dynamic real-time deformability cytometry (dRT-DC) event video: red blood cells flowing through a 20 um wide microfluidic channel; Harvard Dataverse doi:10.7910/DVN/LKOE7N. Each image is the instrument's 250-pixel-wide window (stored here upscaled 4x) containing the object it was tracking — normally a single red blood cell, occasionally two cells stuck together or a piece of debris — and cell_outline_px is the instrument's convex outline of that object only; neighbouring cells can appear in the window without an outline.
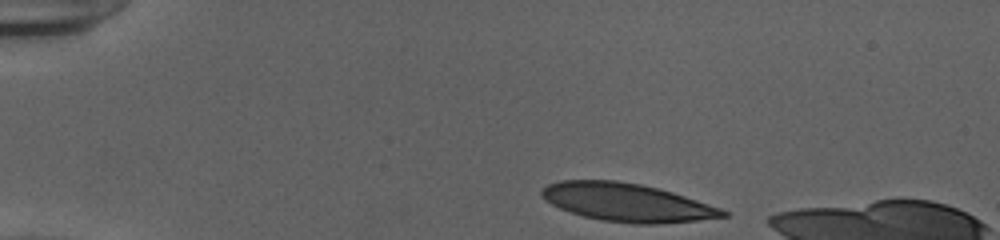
{"species": "human", "species_latin": "Homo sapiens", "temperature_condition": "cold", "stored_images_in_passage": 36, "camera_frame_rate_fps": 3000, "um_per_image_px": 0.085, "donor": {"sex": "female"}, "frame": {"image": 1, "passage_image": 1, "time_ms": 0.0, "image_size_px": [1000, 240], "cell_outline_px": [[728, 216], [696, 220], [652, 224], [632, 224], [600, 220], [584, 216], [560, 208], [544, 200], [540, 196], [540, 192], [548, 184], [560, 180], [616, 180], [640, 184], [672, 192], [720, 208], [728, 212]], "centroid_in_image_um": [53.24, 17.2], "position_along_channel_um": 31.8, "area_um2": 39.94}}
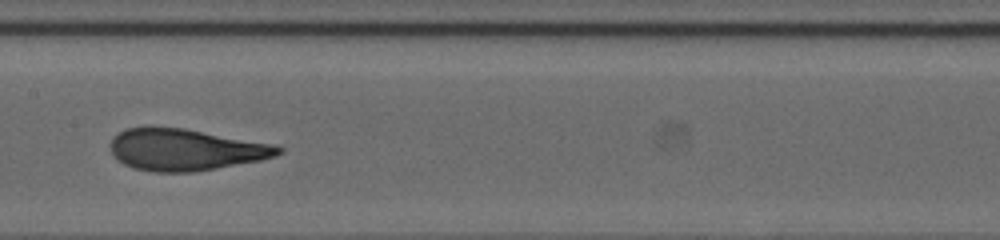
{"frame": {"image": 2, "passage_image": 19, "time_ms": 6.0, "image_size_px": [1000, 240], "cell_outline_px": [[284, 152], [276, 156], [260, 160], [216, 168], [192, 172], [156, 172], [132, 168], [116, 160], [112, 152], [112, 136], [124, 128], [148, 124], [152, 124], [184, 128], [276, 144], [284, 148]], "centroid_in_image_um": [15.74, 12.68], "position_along_channel_um": 191.7, "area_um2": 41.62}}
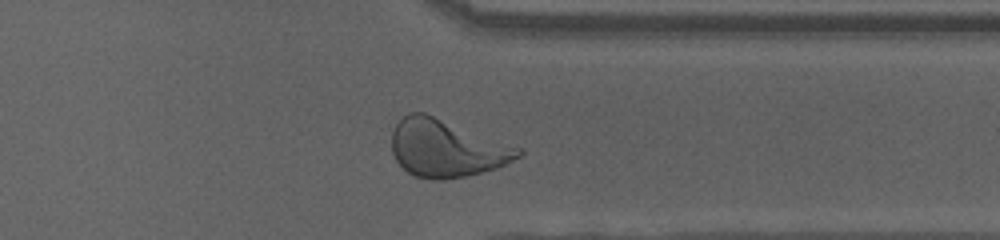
{"frame": {"image": 3, "passage_image": 33, "time_ms": 10.667, "image_size_px": [1000, 240], "cell_outline_px": [[524, 152], [520, 156], [496, 168], [464, 176], [444, 180], [432, 180], [416, 176], [408, 172], [396, 160], [392, 152], [392, 132], [396, 124], [408, 112], [424, 112], [524, 148]], "centroid_in_image_um": [37.97, 12.59], "position_along_channel_um": 373.4, "area_um2": 42.37}, "authors_computed_cell_mechanics": {"area_um2": 40.46, "velocity_mm_per_s": 3.912, "shape_relaxation_time_tau1_ms": 4.2297, "shape_relaxation_time_tau2_ms": 0.8767, "deformation_change_tau1": 0.2152, "deformation_change_tau2": 0.0767}}